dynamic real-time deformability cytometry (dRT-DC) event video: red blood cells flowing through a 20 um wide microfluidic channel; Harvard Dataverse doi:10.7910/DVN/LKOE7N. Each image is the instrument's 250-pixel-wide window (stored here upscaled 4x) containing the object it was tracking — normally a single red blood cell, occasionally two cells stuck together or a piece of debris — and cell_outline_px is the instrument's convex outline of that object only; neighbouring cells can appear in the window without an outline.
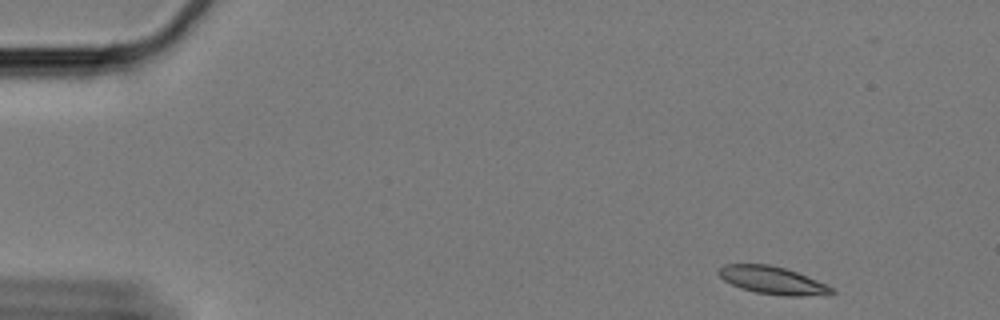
{"species": "Egyptian fruit bat (a non-hibernating species)", "species_latin": "Rousettus aegyptiacus", "temperature_condition": "cold", "stored_images_in_passage": 25, "camera_frame_rate_fps": 3000, "um_per_image_px": 0.085, "animal": {"sex": "female"}, "frame": {"image": 1, "passage_image": 1, "time_ms": 0.0, "image_size_px": [1000, 320], "cell_outline_px": [[836, 292], [832, 296], [784, 296], [756, 292], [740, 288], [724, 280], [716, 272], [724, 264], [768, 264], [784, 268], [796, 272], [836, 288]], "centroid_in_image_um": [65.74, 23.85], "position_along_channel_um": 19.3, "area_um2": 18.44}}
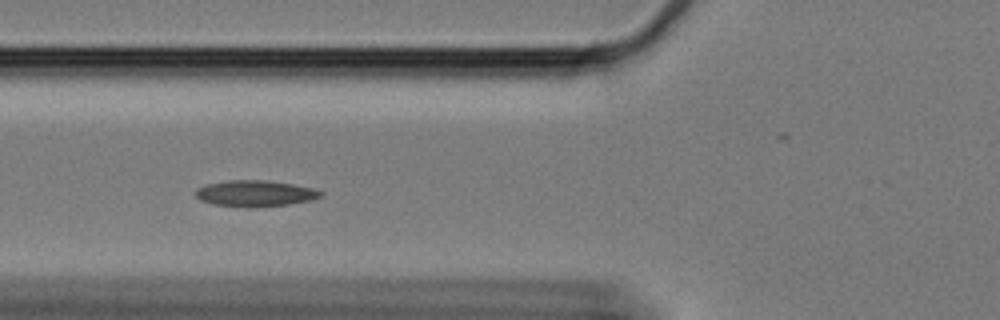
{"frame": {"image": 2, "passage_image": 18, "time_ms": 5.667, "image_size_px": [1000, 320], "cell_outline_px": [[324, 192], [320, 196], [308, 200], [288, 204], [212, 204], [200, 200], [196, 196], [196, 188], [208, 184], [228, 180], [264, 180], [292, 184], [312, 188]], "centroid_in_image_um": [21.66, 16.38], "position_along_channel_um": 104.1, "area_um2": 17.8}}
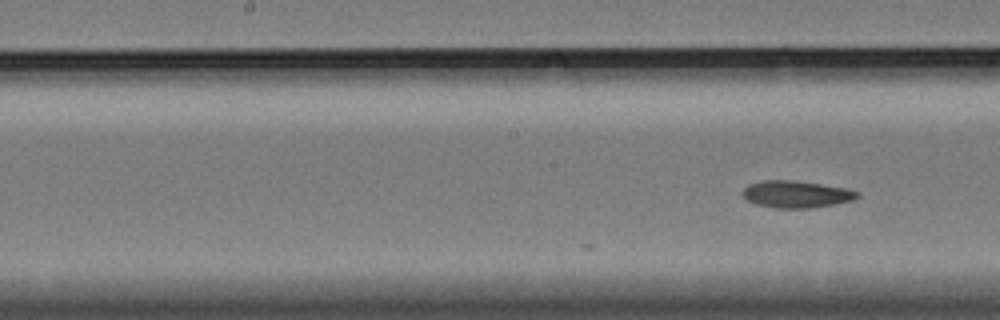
{"frame": {"image": 3, "passage_image": 25, "time_ms": 8.0, "image_size_px": [1000, 320], "cell_outline_px": [[860, 196], [852, 200], [836, 204], [812, 208], [776, 208], [756, 204], [748, 200], [740, 192], [748, 184], [764, 180], [792, 180], [848, 188], [860, 192]], "centroid_in_image_um": [67.7, 16.51], "position_along_channel_um": 180.5, "area_um2": 18.15}}